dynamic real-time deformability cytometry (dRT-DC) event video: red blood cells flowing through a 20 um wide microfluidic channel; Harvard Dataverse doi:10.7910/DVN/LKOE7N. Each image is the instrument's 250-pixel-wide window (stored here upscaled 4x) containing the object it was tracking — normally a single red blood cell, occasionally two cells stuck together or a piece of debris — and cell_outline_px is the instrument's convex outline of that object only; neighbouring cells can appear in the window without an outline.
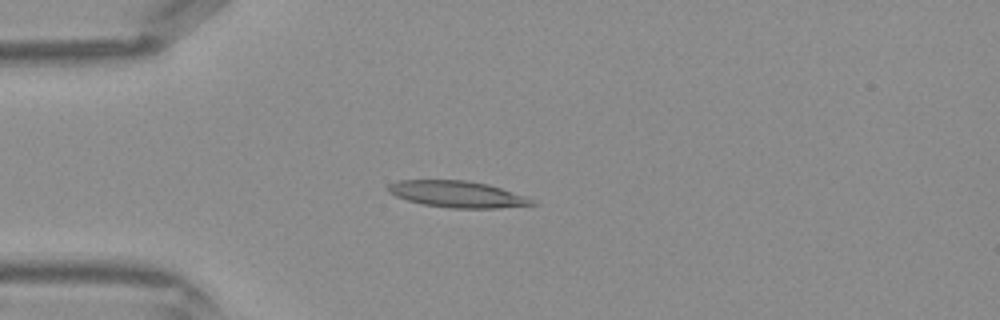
{"species": "Egyptian fruit bat (a non-hibernating species)", "species_latin": "Rousettus aegyptiacus", "temperature_condition": "warm", "stored_images_in_passage": 42, "camera_frame_rate_fps": 3000, "um_per_image_px": 0.085, "frame": {"image": 1, "passage_image": 11, "time_ms": 3.333, "image_size_px": [1000, 320], "cell_outline_px": [[536, 204], [500, 208], [452, 208], [424, 204], [408, 200], [396, 196], [388, 192], [388, 184], [400, 180], [464, 180], [488, 184], [524, 196], [532, 200]], "centroid_in_image_um": [38.84, 16.5], "position_along_channel_um": 46.2, "area_um2": 21.85}}
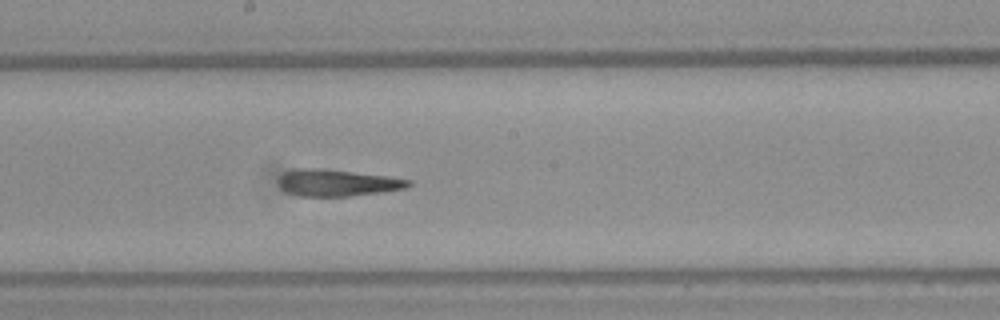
{"frame": {"image": 2, "passage_image": 23, "time_ms": 7.333, "image_size_px": [1000, 320], "cell_outline_px": [[412, 184], [404, 188], [380, 192], [348, 196], [300, 196], [288, 192], [280, 188], [280, 176], [284, 172], [296, 168], [324, 168], [388, 176], [412, 180]], "centroid_in_image_um": [28.66, 15.52], "position_along_channel_um": 219.5, "area_um2": 20.17}}
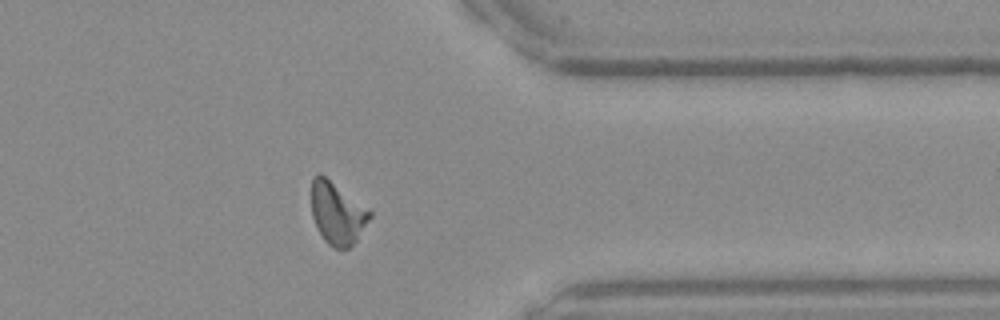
{"frame": {"image": 3, "passage_image": 34, "time_ms": 11.0, "image_size_px": [1000, 320], "cell_outline_px": [[372, 216], [356, 240], [348, 248], [332, 248], [324, 240], [316, 228], [312, 216], [312, 180], [320, 172], [368, 208], [372, 212]], "centroid_in_image_um": [28.66, 18.13], "position_along_channel_um": 382.7, "area_um2": 21.04}}